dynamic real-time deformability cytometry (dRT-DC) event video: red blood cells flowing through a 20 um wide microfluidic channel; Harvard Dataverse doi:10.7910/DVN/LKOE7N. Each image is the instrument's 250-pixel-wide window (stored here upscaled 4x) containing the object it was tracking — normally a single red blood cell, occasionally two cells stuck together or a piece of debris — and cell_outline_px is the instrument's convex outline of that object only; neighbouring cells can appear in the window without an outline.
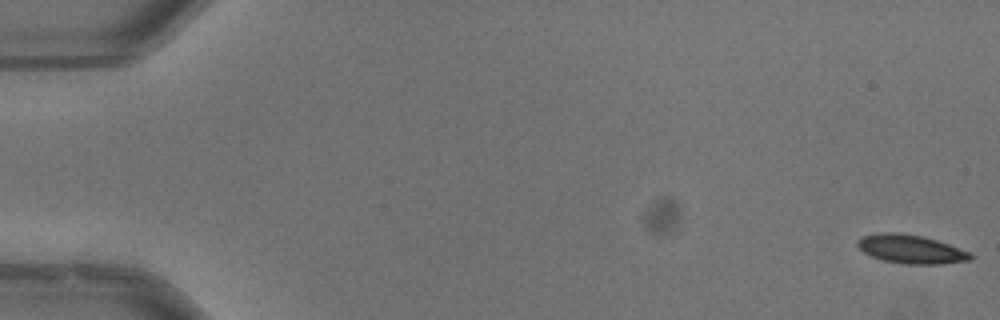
{"species": "common noctule bat (a hibernating species)", "species_latin": "Nyctalus noctula", "temperature_condition": "warm", "stored_images_in_passage": 53, "camera_frame_rate_fps": 3000, "um_per_image_px": 0.085, "animal": {"sex": "male", "body_mass_g": 13.3}, "frame": {"image": 1, "passage_image": 1, "time_ms": 0.0, "image_size_px": [1000, 320], "cell_outline_px": [[972, 260], [940, 264], [904, 264], [884, 260], [872, 256], [864, 252], [856, 244], [856, 240], [864, 236], [880, 232], [900, 232], [920, 236], [936, 240], [972, 252]], "centroid_in_image_um": [77.44, 21.17], "position_along_channel_um": 7.6, "area_um2": 18.84}}
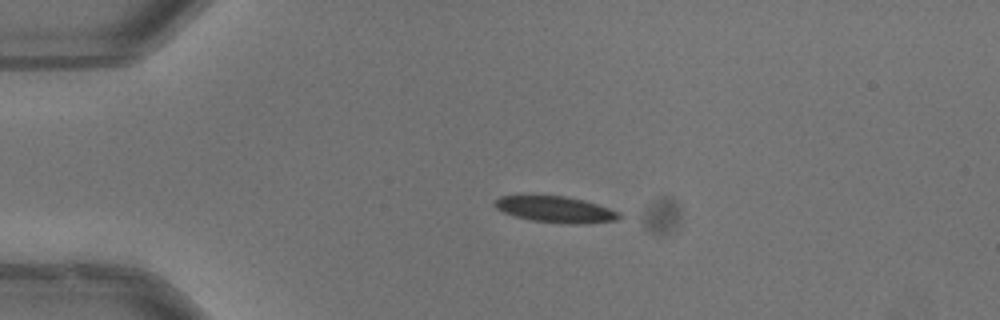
{"frame": {"image": 2, "passage_image": 13, "time_ms": 4.0, "image_size_px": [1000, 320], "cell_outline_px": [[624, 216], [620, 220], [584, 224], [568, 224], [532, 220], [516, 216], [504, 212], [496, 208], [492, 204], [500, 196], [520, 192], [564, 196], [584, 200], [620, 212]], "centroid_in_image_um": [47.18, 17.76], "position_along_channel_um": 37.8, "area_um2": 19.88}, "authors_computed_cell_mechanics": {"area_um2": 19.8832, "velocity_mm_per_s": 3.9784, "shape_relaxation_time_tau1_ms": 3.9952, "shape_relaxation_time_tau2_ms": 2.5936, "deformation_change_tau1": 0.1402, "deformation_change_tau2": 0.0732}}